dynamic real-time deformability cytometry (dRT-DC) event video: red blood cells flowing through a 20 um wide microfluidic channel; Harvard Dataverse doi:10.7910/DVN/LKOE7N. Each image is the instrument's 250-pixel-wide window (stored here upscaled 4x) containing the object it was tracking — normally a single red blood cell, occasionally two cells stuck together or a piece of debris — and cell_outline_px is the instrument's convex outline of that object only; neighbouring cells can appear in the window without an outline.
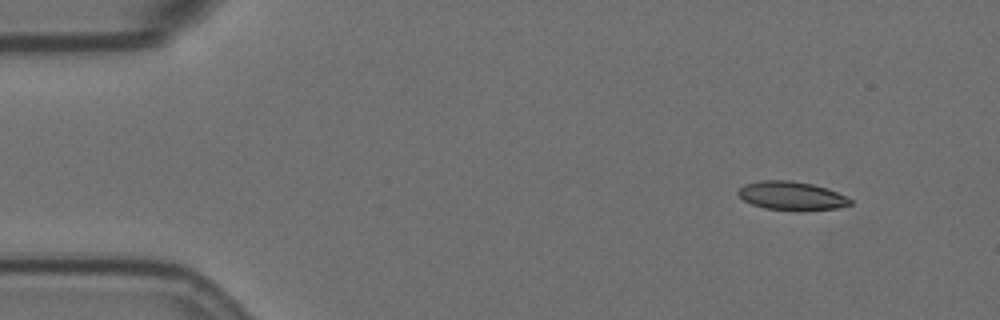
{"species": "Egyptian fruit bat (a non-hibernating species)", "species_latin": "Rousettus aegyptiacus", "temperature_condition": "room temperature", "stored_images_in_passage": 13, "camera_frame_rate_fps": 3000, "um_per_image_px": 0.085, "animal": {"sex": "female"}, "frame": {"image": 1, "passage_image": 1, "time_ms": 0.0, "image_size_px": [1000, 320], "cell_outline_px": [[852, 204], [836, 208], [764, 208], [752, 204], [744, 200], [736, 192], [744, 184], [760, 180], [792, 180], [812, 184], [828, 188], [852, 200]], "centroid_in_image_um": [67.23, 16.59], "position_along_channel_um": 17.8, "area_um2": 17.92}}
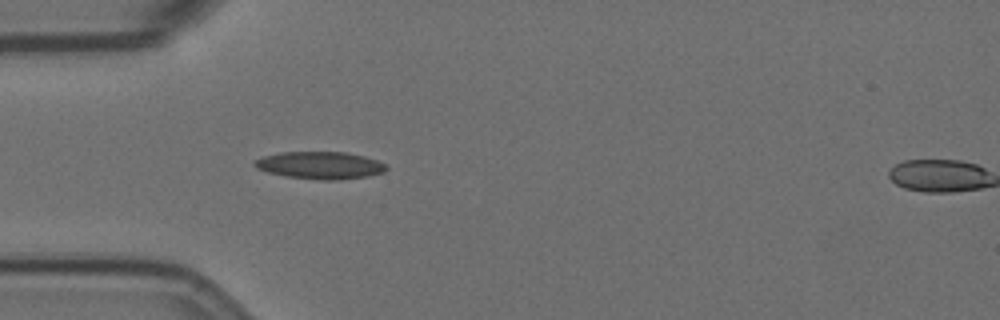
{"frame": {"image": 2, "passage_image": 12, "time_ms": 3.667, "image_size_px": [1000, 320], "cell_outline_px": [[388, 168], [384, 172], [368, 176], [340, 180], [320, 180], [288, 176], [268, 172], [256, 168], [252, 164], [256, 160], [264, 156], [280, 152], [344, 152], [364, 156], [376, 160], [384, 164]], "centroid_in_image_um": [27.21, 14.05], "position_along_channel_um": 57.8, "area_um2": 20.87}}